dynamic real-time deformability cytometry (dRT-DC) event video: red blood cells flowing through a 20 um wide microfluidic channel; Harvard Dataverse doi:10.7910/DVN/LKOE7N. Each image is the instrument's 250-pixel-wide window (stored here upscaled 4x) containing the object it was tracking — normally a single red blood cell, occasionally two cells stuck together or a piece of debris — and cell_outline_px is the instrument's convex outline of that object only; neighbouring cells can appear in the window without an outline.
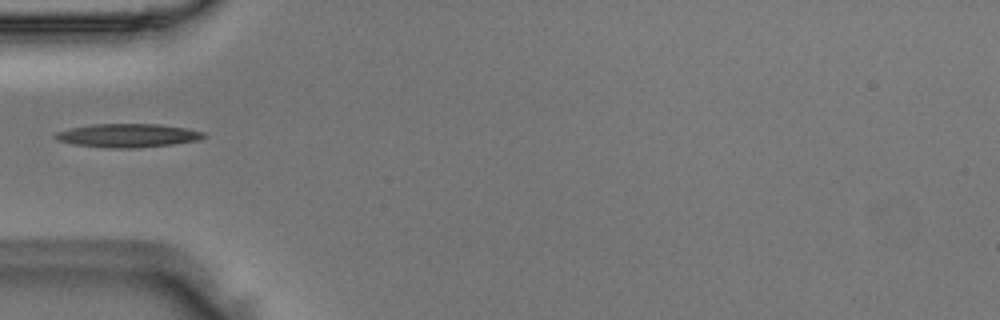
{"species": "Egyptian fruit bat (a non-hibernating species)", "species_latin": "Rousettus aegyptiacus", "temperature_condition": "room temperature", "stored_images_in_passage": 35, "camera_frame_rate_fps": 3000, "um_per_image_px": 0.085, "animal": {"sex": "male"}, "frame": {"image": 1, "passage_image": 1, "time_ms": 0.0, "image_size_px": [1000, 320], "cell_outline_px": [[208, 136], [200, 140], [172, 144], [140, 148], [112, 148], [72, 144], [56, 140], [52, 136], [56, 132], [68, 128], [92, 124], [160, 124], [184, 128], [204, 132]], "centroid_in_image_um": [10.84, 11.52], "position_along_channel_um": 74.2, "area_um2": 20.58}}
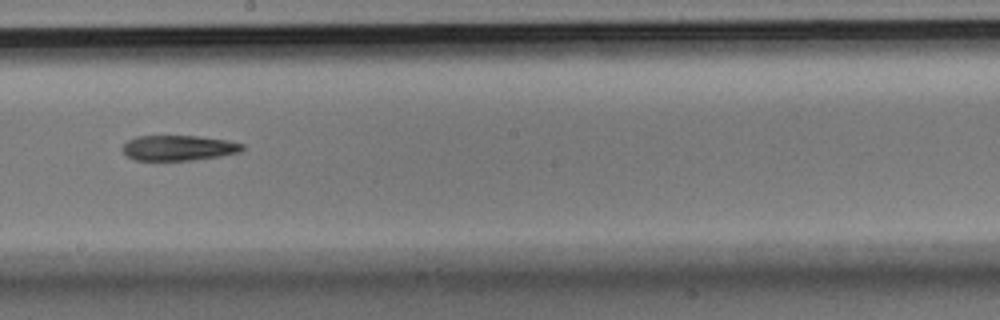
{"frame": {"image": 2, "passage_image": 13, "time_ms": 4.0, "image_size_px": [1000, 320], "cell_outline_px": [[244, 148], [240, 152], [220, 156], [192, 160], [136, 160], [128, 156], [120, 148], [128, 140], [136, 136], [200, 136], [228, 140], [244, 144]], "centroid_in_image_um": [15.19, 12.56], "position_along_channel_um": 233.0, "area_um2": 17.69}}
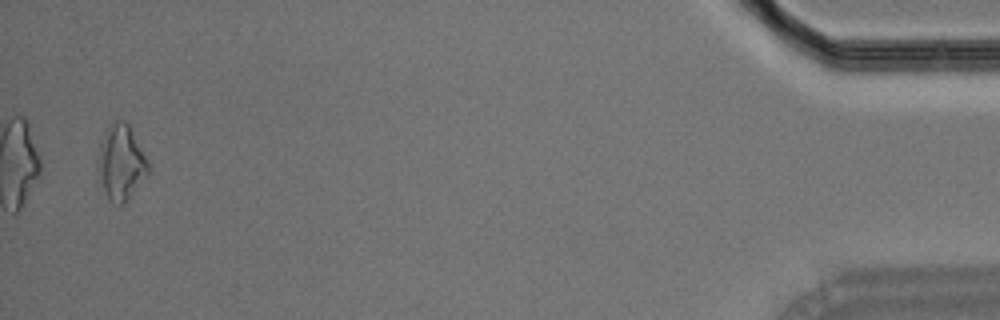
{"frame": {"image": 3, "passage_image": 34, "time_ms": 11.0, "image_size_px": [1000, 320], "cell_outline_px": [[148, 172], [124, 204], [112, 204], [108, 200], [104, 192], [96, 172], [100, 144], [108, 128], [116, 120], [124, 120], [128, 124], [148, 160]], "centroid_in_image_um": [10.25, 13.85], "position_along_channel_um": 424.9, "area_um2": 21.73}}